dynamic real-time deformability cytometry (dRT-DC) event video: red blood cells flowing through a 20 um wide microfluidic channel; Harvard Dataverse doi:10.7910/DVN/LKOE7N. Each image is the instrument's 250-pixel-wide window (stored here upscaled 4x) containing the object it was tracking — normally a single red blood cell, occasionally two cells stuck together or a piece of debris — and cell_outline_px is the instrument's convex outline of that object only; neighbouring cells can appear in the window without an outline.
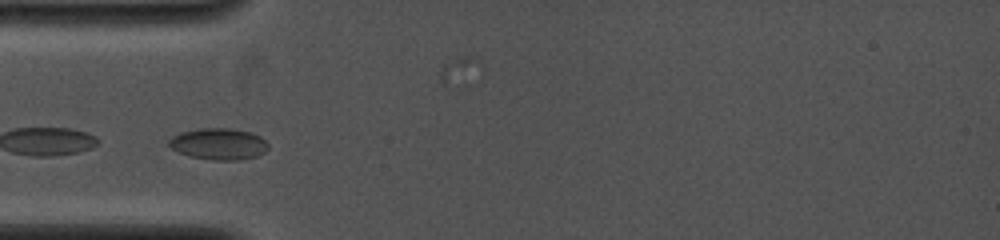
{"species": "common noctule bat (a hibernating species)", "species_latin": "Nyctalus noctula", "temperature_condition": "cold", "stored_images_in_passage": 3, "camera_frame_rate_fps": 4000, "um_per_image_px": 0.085, "animal": {"sex": "female", "body_mass_g": 19.0, "forearm_length_mm": 53.3}, "frame": {"image": 1, "passage_image": 1, "time_ms": 0.0, "image_size_px": [1000, 240], "cell_outline_px": [[268, 148], [264, 152], [256, 156], [236, 160], [212, 160], [188, 156], [172, 148], [168, 144], [168, 140], [172, 136], [180, 132], [200, 128], [228, 128], [248, 132], [260, 136], [268, 144]], "centroid_in_image_um": [18.56, 12.23], "position_along_channel_um": 66.4, "area_um2": 18.09}}
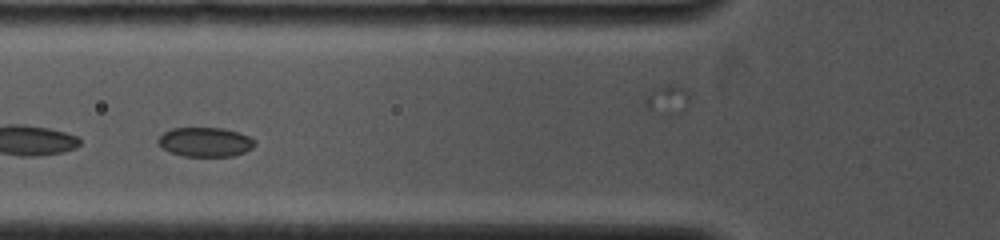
{"frame": {"image": 2, "passage_image": 2, "time_ms": 1.0, "image_size_px": [1000, 240], "cell_outline_px": [[256, 144], [252, 148], [244, 152], [232, 156], [184, 156], [172, 152], [164, 148], [156, 140], [164, 132], [172, 128], [224, 128], [248, 136], [256, 140]], "centroid_in_image_um": [17.47, 12.06], "position_along_channel_um": 108.3, "area_um2": 16.36}}